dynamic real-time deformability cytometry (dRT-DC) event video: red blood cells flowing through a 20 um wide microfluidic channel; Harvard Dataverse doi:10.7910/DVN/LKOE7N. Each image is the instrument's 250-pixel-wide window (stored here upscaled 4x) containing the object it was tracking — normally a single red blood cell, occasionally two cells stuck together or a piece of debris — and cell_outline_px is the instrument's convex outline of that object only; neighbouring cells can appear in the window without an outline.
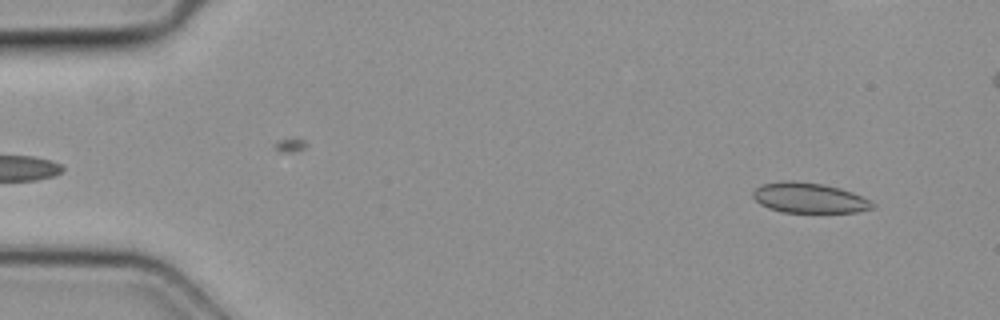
{"species": "common noctule bat (a hibernating species)", "species_latin": "Nyctalus noctula", "temperature_condition": "cold", "stored_images_in_passage": 49, "camera_frame_rate_fps": 3000, "um_per_image_px": 0.085, "animal": {"sex": "female", "body_mass_g": 19.3, "forearm_length_mm": 54.1}, "frame": {"image": 1, "passage_image": 4, "time_ms": 1.0, "image_size_px": [1000, 320], "cell_outline_px": [[876, 204], [872, 208], [856, 212], [784, 212], [768, 208], [760, 204], [752, 196], [752, 192], [760, 184], [784, 180], [792, 180], [820, 184], [840, 188], [852, 192], [872, 200]], "centroid_in_image_um": [68.77, 16.81], "position_along_channel_um": 16.2, "area_um2": 21.1}}
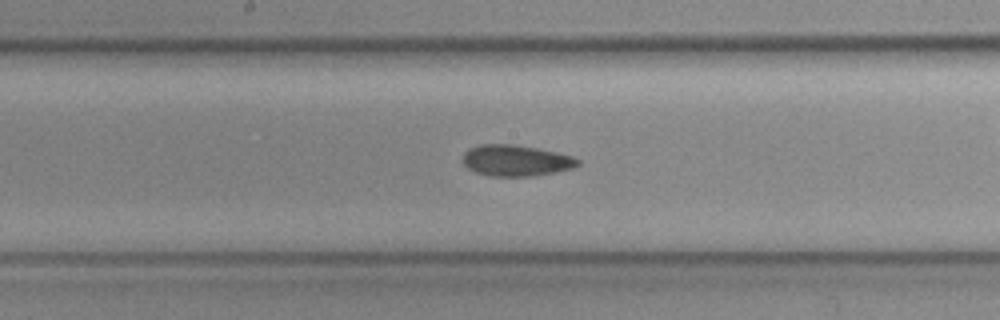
{"frame": {"image": 2, "passage_image": 25, "time_ms": 8.0, "image_size_px": [1000, 320], "cell_outline_px": [[580, 164], [576, 168], [532, 176], [492, 176], [476, 172], [468, 168], [464, 164], [464, 152], [468, 148], [480, 144], [512, 144], [536, 148], [556, 152], [572, 156], [580, 160]], "centroid_in_image_um": [43.87, 13.64], "position_along_channel_um": 204.3, "area_um2": 20.87}}
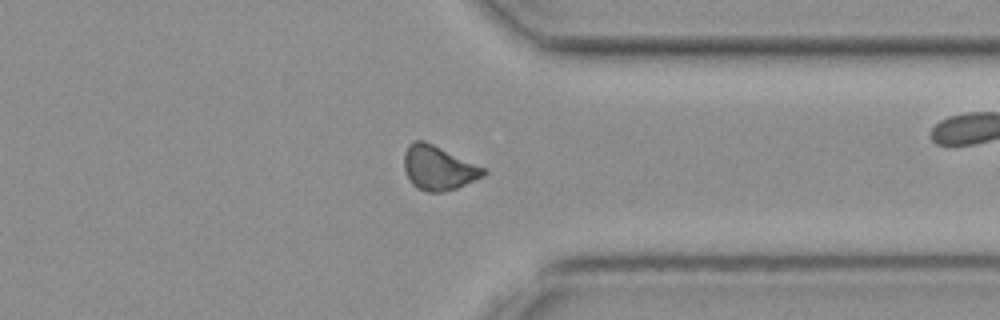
{"frame": {"image": 3, "passage_image": 37, "time_ms": 12.0, "image_size_px": [1000, 320], "cell_outline_px": [[488, 172], [484, 176], [456, 188], [444, 192], [428, 192], [416, 188], [412, 184], [404, 168], [404, 152], [408, 144], [412, 140], [424, 140], [488, 168]], "centroid_in_image_um": [37.29, 14.26], "position_along_channel_um": 374.1, "area_um2": 20.81}}